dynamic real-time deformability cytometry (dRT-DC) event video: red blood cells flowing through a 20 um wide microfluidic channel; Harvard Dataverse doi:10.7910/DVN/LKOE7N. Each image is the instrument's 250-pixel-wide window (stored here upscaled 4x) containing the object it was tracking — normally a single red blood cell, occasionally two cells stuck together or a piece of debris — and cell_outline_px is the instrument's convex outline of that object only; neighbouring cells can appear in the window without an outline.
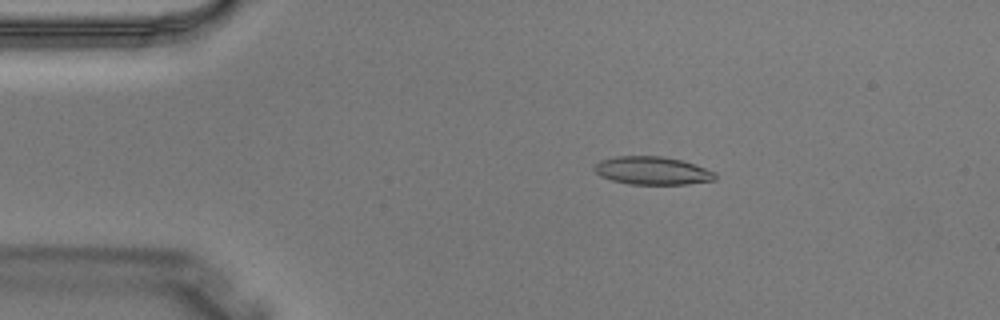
{"species": "Egyptian fruit bat (a non-hibernating species)", "species_latin": "Rousettus aegyptiacus", "temperature_condition": "warm", "stored_images_in_passage": 3, "camera_frame_rate_fps": 3000, "um_per_image_px": 0.085, "animal": {"sex": "male"}, "frame": {"image": 1, "passage_image": 2, "time_ms": 0.333, "image_size_px": [1000, 320], "cell_outline_px": [[716, 180], [688, 184], [628, 184], [612, 180], [600, 176], [592, 168], [600, 160], [616, 156], [664, 156], [696, 164], [716, 172]], "centroid_in_image_um": [55.46, 14.5], "position_along_channel_um": 29.5, "area_um2": 19.88}}